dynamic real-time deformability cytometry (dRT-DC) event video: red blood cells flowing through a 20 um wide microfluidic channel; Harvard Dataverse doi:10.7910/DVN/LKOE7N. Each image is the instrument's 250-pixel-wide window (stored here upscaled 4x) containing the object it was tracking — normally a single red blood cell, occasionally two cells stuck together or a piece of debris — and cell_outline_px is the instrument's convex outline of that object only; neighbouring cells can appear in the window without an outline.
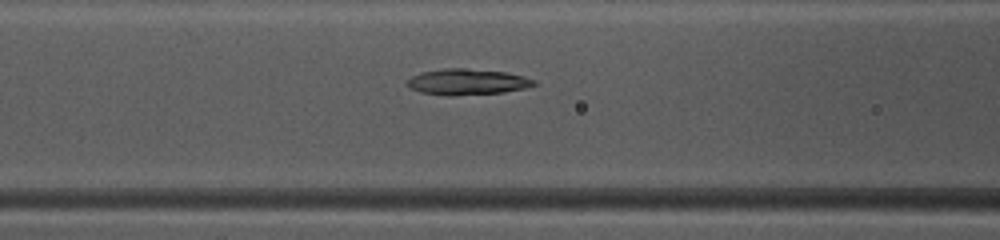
{"species": "common noctule bat (a hibernating species)", "species_latin": "Nyctalus noctula", "temperature_condition": "warm", "stored_images_in_passage": 41, "camera_frame_rate_fps": 3000, "um_per_image_px": 0.085, "animal": {"sex": "female", "body_mass_g": 10.0, "forearm_length_mm": 53.1}, "frame": {"image": 1, "passage_image": 13, "time_ms": 4.0, "image_size_px": [1000, 240], "cell_outline_px": [[536, 84], [524, 88], [504, 92], [452, 96], [448, 96], [420, 92], [412, 88], [408, 84], [408, 80], [412, 76], [424, 72], [444, 68], [464, 68], [508, 72], [524, 76], [536, 80]], "centroid_in_image_um": [39.76, 6.96], "position_along_channel_um": 126.8, "area_um2": 19.07}}
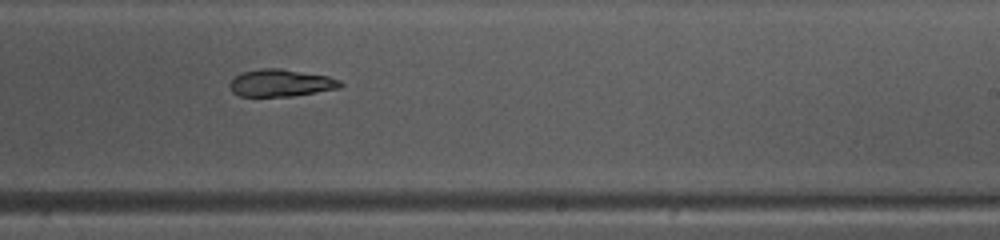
{"frame": {"image": 2, "passage_image": 23, "time_ms": 7.333, "image_size_px": [1000, 240], "cell_outline_px": [[344, 84], [340, 88], [292, 96], [240, 96], [232, 92], [228, 84], [236, 76], [244, 72], [260, 68], [280, 68], [328, 76], [340, 80]], "centroid_in_image_um": [23.88, 7.05], "position_along_channel_um": 265.1, "area_um2": 17.51}}
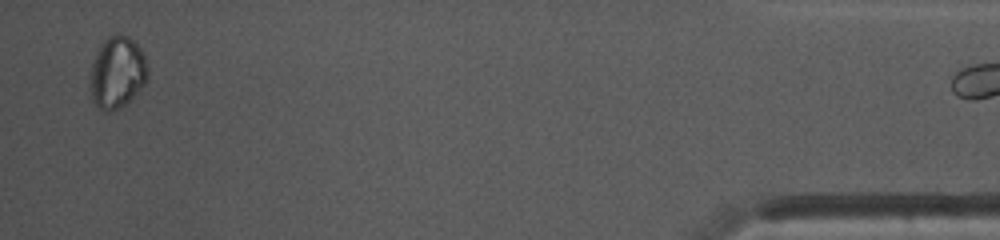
{"frame": {"image": 3, "passage_image": 40, "time_ms": 13.0, "image_size_px": [1000, 240], "cell_outline_px": [[148, 80], [128, 104], [124, 108], [112, 112], [104, 112], [92, 100], [92, 60], [96, 48], [108, 36], [116, 32], [128, 36], [144, 52], [148, 68]], "centroid_in_image_um": [10.0, 6.16], "position_along_channel_um": 425.2, "area_um2": 24.62}}